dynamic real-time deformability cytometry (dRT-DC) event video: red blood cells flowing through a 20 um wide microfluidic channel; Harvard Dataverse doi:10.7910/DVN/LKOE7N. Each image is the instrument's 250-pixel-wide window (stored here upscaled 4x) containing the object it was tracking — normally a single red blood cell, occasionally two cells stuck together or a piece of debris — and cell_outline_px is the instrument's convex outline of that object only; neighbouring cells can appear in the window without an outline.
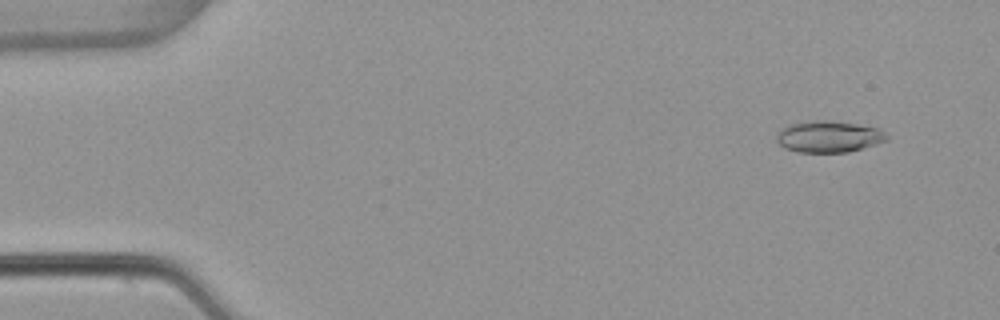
{"species": "common noctule bat (a hibernating species)", "species_latin": "Nyctalus noctula", "temperature_condition": "warm", "stored_images_in_passage": 53, "camera_frame_rate_fps": 3000, "um_per_image_px": 0.085, "animal": {"sex": "female", "body_mass_g": 22.7, "forearm_length_mm": 54.2}, "frame": {"image": 1, "passage_image": 4, "time_ms": 1.0, "image_size_px": [1000, 320], "cell_outline_px": [[888, 140], [876, 144], [848, 152], [800, 152], [784, 148], [776, 140], [776, 132], [780, 128], [788, 124], [812, 120], [828, 120], [856, 124], [880, 128], [888, 136]], "centroid_in_image_um": [70.41, 11.6], "position_along_channel_um": 14.6, "area_um2": 20.4}}
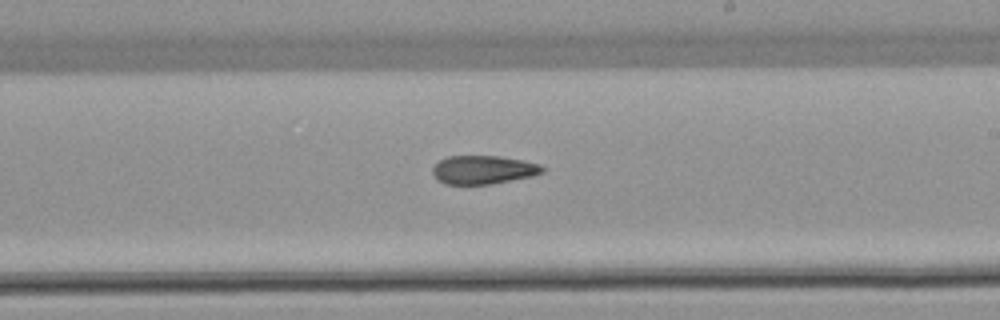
{"frame": {"image": 2, "passage_image": 31, "time_ms": 10.0, "image_size_px": [1000, 320], "cell_outline_px": [[544, 172], [532, 176], [492, 184], [444, 184], [436, 180], [432, 172], [432, 168], [440, 160], [448, 156], [500, 156], [524, 160], [540, 164], [544, 168]], "centroid_in_image_um": [41.07, 14.43], "position_along_channel_um": 247.9, "area_um2": 18.38}}
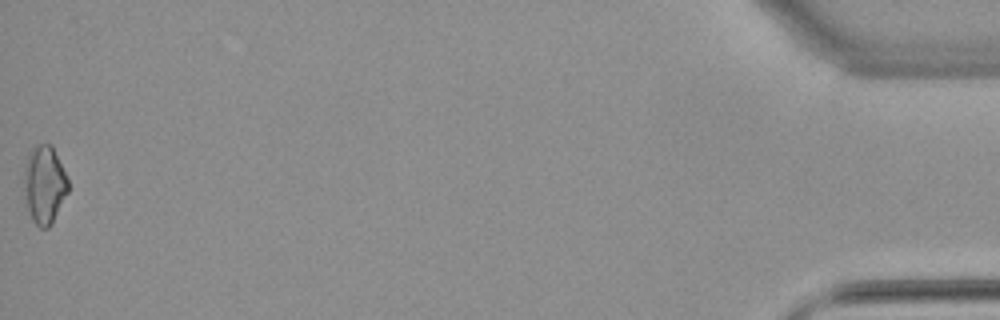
{"frame": {"image": 3, "passage_image": 53, "time_ms": 17.333, "image_size_px": [1000, 320], "cell_outline_px": [[68, 192], [52, 224], [48, 228], [40, 228], [32, 220], [28, 208], [24, 192], [24, 168], [28, 152], [32, 148], [40, 144], [52, 144], [68, 176]], "centroid_in_image_um": [3.79, 15.68], "position_along_channel_um": 431.4, "area_um2": 20.29}}